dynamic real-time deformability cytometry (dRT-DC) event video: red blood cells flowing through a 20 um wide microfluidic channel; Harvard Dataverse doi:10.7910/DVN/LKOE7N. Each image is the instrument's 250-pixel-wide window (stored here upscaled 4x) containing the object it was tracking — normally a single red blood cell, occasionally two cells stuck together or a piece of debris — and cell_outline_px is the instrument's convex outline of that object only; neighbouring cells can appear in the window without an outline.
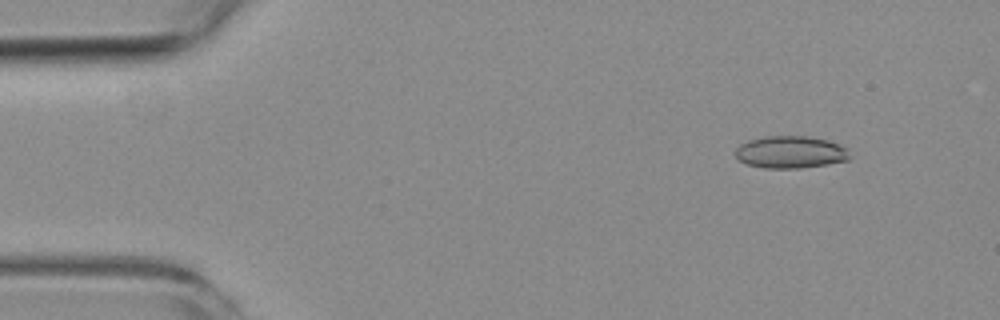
{"species": "common noctule bat (a hibernating species)", "species_latin": "Nyctalus noctula", "temperature_condition": "room temperature", "stored_images_in_passage": 4, "camera_frame_rate_fps": 3000, "um_per_image_px": 0.085, "animal": {"sex": "female", "body_mass_g": 19.3, "forearm_length_mm": 54.1}, "frame": {"image": 1, "passage_image": 1, "time_ms": 0.0, "image_size_px": [1000, 320], "cell_outline_px": [[852, 156], [848, 160], [828, 164], [800, 168], [764, 168], [748, 164], [740, 160], [736, 156], [736, 148], [740, 144], [748, 140], [764, 136], [804, 136], [828, 140], [848, 148]], "centroid_in_image_um": [67.23, 12.93], "position_along_channel_um": 17.8, "area_um2": 21.56}}
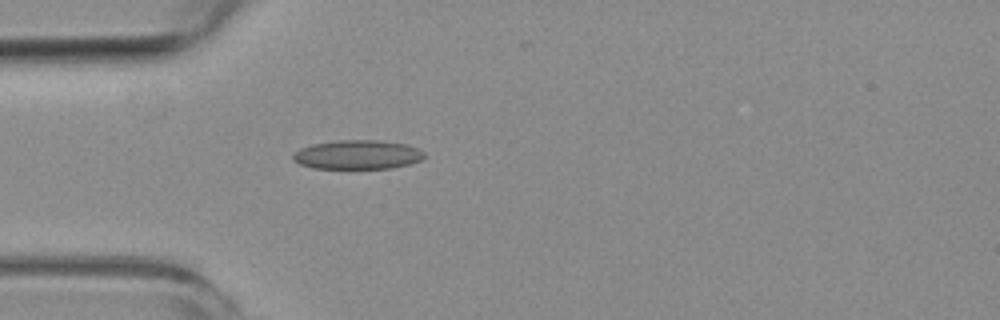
{"frame": {"image": 2, "passage_image": 4, "time_ms": 3.333, "image_size_px": [1000, 320], "cell_outline_px": [[424, 156], [420, 160], [408, 164], [392, 168], [312, 168], [300, 164], [292, 160], [292, 156], [300, 148], [312, 144], [336, 140], [380, 140], [408, 144], [424, 152]], "centroid_in_image_um": [30.37, 13.14], "position_along_channel_um": 54.6, "area_um2": 22.25}}